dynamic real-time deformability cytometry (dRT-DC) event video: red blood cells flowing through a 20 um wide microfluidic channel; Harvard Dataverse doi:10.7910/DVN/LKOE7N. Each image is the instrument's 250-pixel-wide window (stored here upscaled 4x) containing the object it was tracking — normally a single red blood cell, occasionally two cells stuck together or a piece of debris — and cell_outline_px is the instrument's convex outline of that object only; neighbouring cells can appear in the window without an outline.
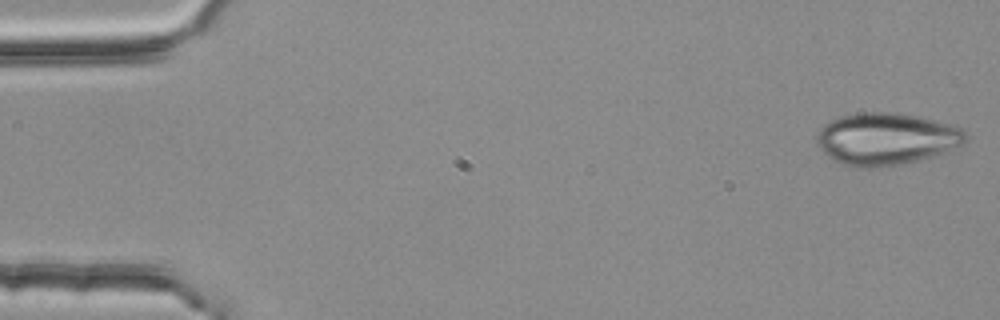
{"species": "common noctule bat (a hibernating species)", "species_latin": "Nyctalus noctula", "temperature_condition": "room temperature", "stored_images_in_passage": 5, "camera_frame_rate_fps": 3000, "um_per_image_px": 0.085, "animal": {"sex": "female", "body_mass_g": 25.1}, "frame": {"image": 1, "passage_image": 1, "time_ms": 0.0, "image_size_px": [1000, 320], "cell_outline_px": [[968, 136], [960, 144], [952, 148], [916, 160], [896, 164], [864, 168], [844, 164], [828, 156], [816, 144], [816, 136], [820, 128], [824, 124], [840, 116], [860, 112], [896, 112], [920, 116], [936, 120], [960, 128]], "centroid_in_image_um": [75.27, 11.76], "position_along_channel_um": 9.7, "area_um2": 44.39}}